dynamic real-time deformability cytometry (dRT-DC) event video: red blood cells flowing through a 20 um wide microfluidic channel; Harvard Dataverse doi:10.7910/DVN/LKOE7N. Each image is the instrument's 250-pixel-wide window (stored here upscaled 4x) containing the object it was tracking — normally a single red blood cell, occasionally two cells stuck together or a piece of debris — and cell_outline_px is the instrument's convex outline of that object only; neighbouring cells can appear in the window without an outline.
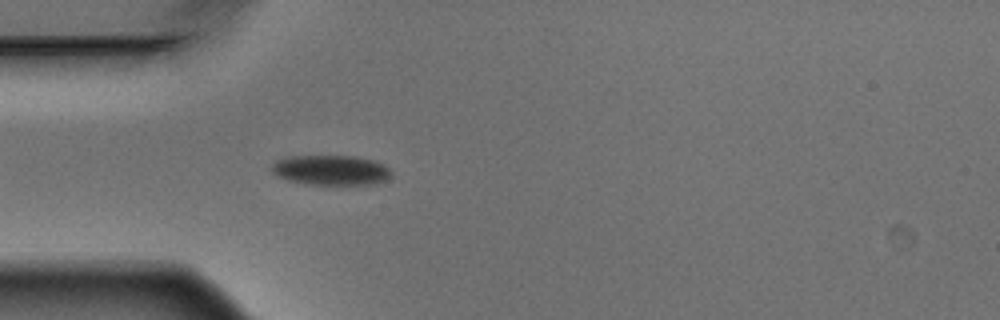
{"species": "Egyptian fruit bat (a non-hibernating species)", "species_latin": "Rousettus aegyptiacus", "temperature_condition": "warm", "stored_images_in_passage": 4, "camera_frame_rate_fps": 3000, "um_per_image_px": 0.085, "animal": {"sex": "male"}, "frame": {"image": 1, "passage_image": 4, "time_ms": 1.0, "image_size_px": [1000, 320], "cell_outline_px": [[392, 176], [376, 184], [312, 184], [288, 180], [272, 172], [272, 164], [276, 160], [288, 156], [356, 156], [376, 160], [388, 168], [392, 172]], "centroid_in_image_um": [28.16, 14.44], "position_along_channel_um": 56.8, "area_um2": 20.81}}